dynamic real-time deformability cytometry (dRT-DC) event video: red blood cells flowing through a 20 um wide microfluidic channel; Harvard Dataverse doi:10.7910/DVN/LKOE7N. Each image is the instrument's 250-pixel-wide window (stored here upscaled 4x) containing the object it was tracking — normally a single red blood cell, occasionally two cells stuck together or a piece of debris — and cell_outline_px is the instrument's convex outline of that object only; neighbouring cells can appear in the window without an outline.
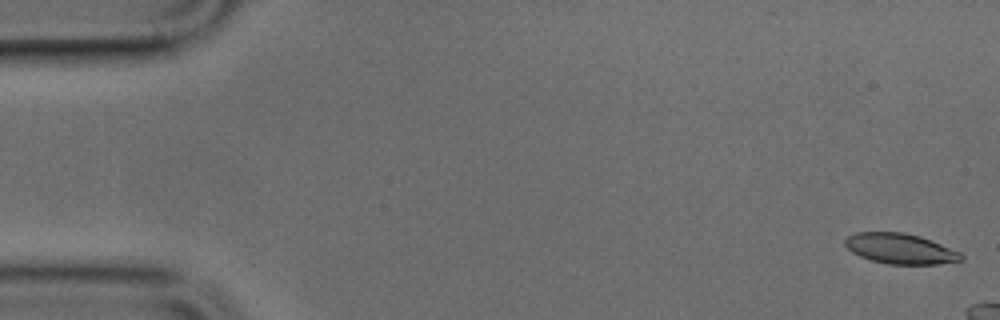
{"species": "common noctule bat (a hibernating species)", "species_latin": "Nyctalus noctula", "temperature_condition": "cold", "stored_images_in_passage": 8, "camera_frame_rate_fps": 3000, "um_per_image_px": 0.085, "animal": {"sex": "male", "body_mass_g": 17.9, "forearm_length_mm": 54.2}, "frame": {"image": 1, "passage_image": 1, "time_ms": 0.0, "image_size_px": [1000, 320], "cell_outline_px": [[964, 260], [940, 264], [888, 264], [872, 260], [860, 256], [852, 252], [844, 244], [844, 240], [848, 236], [856, 232], [904, 232], [920, 236], [960, 252], [964, 256]], "centroid_in_image_um": [76.53, 21.14], "position_along_channel_um": 8.5, "area_um2": 20.52}}